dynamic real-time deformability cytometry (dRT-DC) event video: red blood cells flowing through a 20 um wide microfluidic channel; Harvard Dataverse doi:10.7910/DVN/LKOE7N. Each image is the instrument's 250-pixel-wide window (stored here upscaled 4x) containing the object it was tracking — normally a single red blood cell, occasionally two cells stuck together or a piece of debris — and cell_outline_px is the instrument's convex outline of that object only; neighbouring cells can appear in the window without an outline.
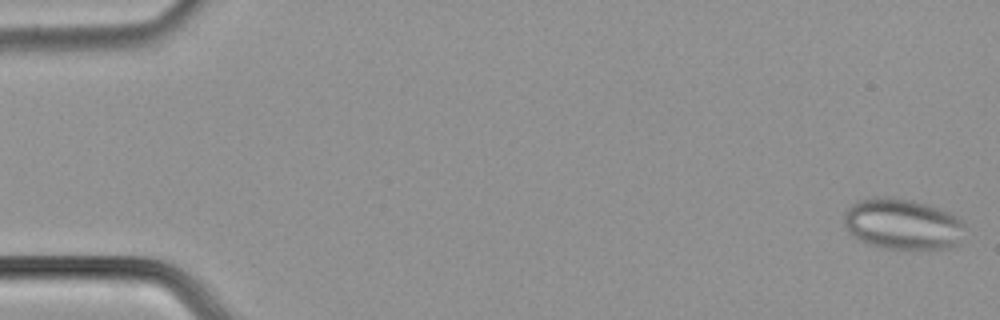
{"species": "common noctule bat (a hibernating species)", "species_latin": "Nyctalus noctula", "temperature_condition": "cold", "stored_images_in_passage": 4, "camera_frame_rate_fps": 3000, "um_per_image_px": 0.085, "animal": {"sex": "male", "body_mass_g": 21.5, "forearm_length_mm": 52.0}, "frame": {"image": 1, "passage_image": 1, "time_ms": 0.0, "image_size_px": [1000, 320], "cell_outline_px": [[964, 224], [956, 244], [952, 248], [884, 248], [868, 244], [860, 240], [848, 232], [844, 224], [844, 212], [856, 200], [872, 196], [888, 196], [912, 200], [928, 204], [948, 212], [956, 216]], "centroid_in_image_um": [76.64, 19.01], "position_along_channel_um": 8.4, "area_um2": 35.72}}